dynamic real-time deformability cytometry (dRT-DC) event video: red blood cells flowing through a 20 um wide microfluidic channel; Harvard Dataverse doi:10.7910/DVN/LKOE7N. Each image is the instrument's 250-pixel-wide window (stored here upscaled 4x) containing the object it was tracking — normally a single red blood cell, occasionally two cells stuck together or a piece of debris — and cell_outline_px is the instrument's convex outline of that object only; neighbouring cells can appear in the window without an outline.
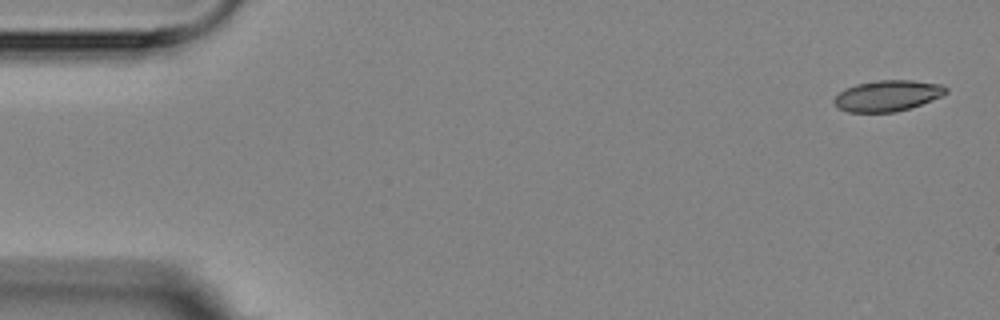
{"species": "Egyptian fruit bat (a non-hibernating species)", "species_latin": "Rousettus aegyptiacus", "temperature_condition": "room temperature", "stored_images_in_passage": 16, "camera_frame_rate_fps": 3000, "um_per_image_px": 0.085, "animal": {"sex": "female"}, "frame": {"image": 1, "passage_image": 1, "time_ms": 0.0, "image_size_px": [1000, 320], "cell_outline_px": [[948, 92], [940, 96], [920, 104], [896, 112], [848, 112], [836, 108], [832, 100], [844, 88], [856, 84], [876, 80], [912, 80], [940, 84], [948, 88]], "centroid_in_image_um": [75.38, 8.13], "position_along_channel_um": 9.6, "area_um2": 20.17}}
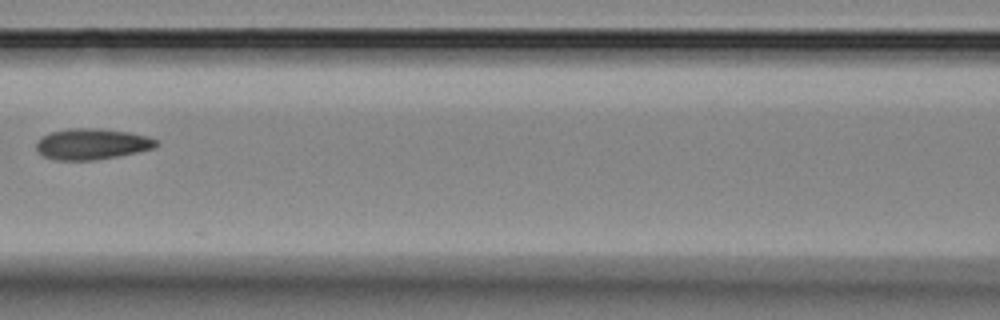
{"frame": {"image": 2, "passage_image": 7, "time_ms": 7.667, "image_size_px": [1000, 320], "cell_outline_px": [[160, 144], [156, 148], [120, 156], [96, 160], [56, 160], [44, 156], [36, 148], [36, 140], [52, 132], [68, 128], [104, 128], [128, 132], [148, 136], [156, 140]], "centroid_in_image_um": [7.86, 12.24], "position_along_channel_um": 158.7, "area_um2": 21.85}}
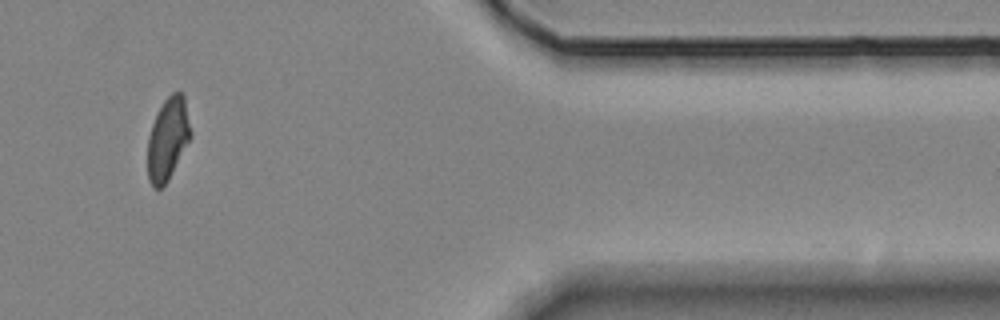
{"frame": {"image": 3, "passage_image": 14, "time_ms": 15.333, "image_size_px": [1000, 320], "cell_outline_px": [[192, 136], [168, 180], [160, 188], [152, 188], [148, 180], [148, 136], [152, 124], [164, 100], [172, 92], [180, 92], [184, 96], [192, 132]], "centroid_in_image_um": [14.27, 11.81], "position_along_channel_um": 397.1, "area_um2": 20.58}, "authors_computed_cell_mechanics": {"area_um2": 21.097, "velocity_mm_per_s": 3.5437, "shape_relaxation_time_tau1_ms": 7.7326, "shape_relaxation_time_tau2_ms": 2.3432, "deformation_change_tau1": 0.1553, "deformation_change_tau2": 0.0835}}